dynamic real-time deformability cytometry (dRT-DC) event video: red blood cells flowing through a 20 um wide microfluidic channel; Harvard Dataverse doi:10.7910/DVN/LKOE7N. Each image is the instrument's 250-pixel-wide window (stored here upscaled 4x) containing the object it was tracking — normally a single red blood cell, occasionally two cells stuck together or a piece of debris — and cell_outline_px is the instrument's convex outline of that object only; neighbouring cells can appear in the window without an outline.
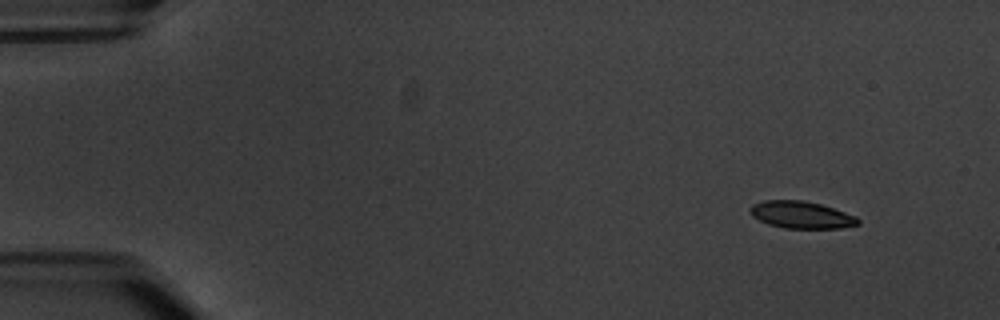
{"species": "common noctule bat (a hibernating species)", "species_latin": "Nyctalus noctula", "temperature_condition": "warm", "stored_images_in_passage": 6, "camera_frame_rate_fps": 3000, "um_per_image_px": 0.085, "animal": {"sex": "male", "body_mass_g": 20.1, "forearm_length_mm": 53.5}, "frame": {"image": 1, "passage_image": 1, "time_ms": 0.0, "image_size_px": [1000, 320], "cell_outline_px": [[860, 224], [840, 228], [784, 228], [768, 224], [752, 216], [752, 204], [764, 200], [800, 200], [820, 204], [856, 216], [860, 220]], "centroid_in_image_um": [68.13, 18.26], "position_along_channel_um": 16.9, "area_um2": 16.82}}